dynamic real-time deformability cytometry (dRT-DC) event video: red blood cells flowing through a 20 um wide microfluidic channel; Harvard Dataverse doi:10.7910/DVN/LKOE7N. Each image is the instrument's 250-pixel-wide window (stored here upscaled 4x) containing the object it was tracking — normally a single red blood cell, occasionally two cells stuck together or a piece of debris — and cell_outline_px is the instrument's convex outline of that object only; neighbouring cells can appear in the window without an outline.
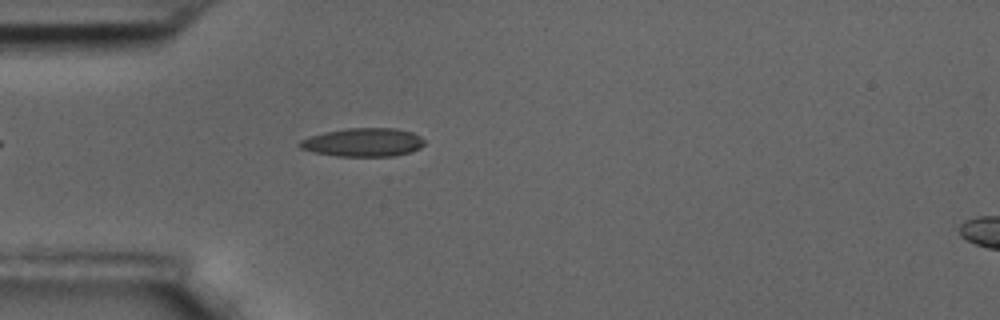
{"species": "common noctule bat (a hibernating species)", "species_latin": "Nyctalus noctula", "temperature_condition": "room temperature", "stored_images_in_passage": 46, "camera_frame_rate_fps": 3000, "um_per_image_px": 0.085, "animal": {"sex": "male", "body_mass_g": 17.5, "forearm_length_mm": 52.3}, "frame": {"image": 1, "passage_image": 5, "time_ms": 1.333, "image_size_px": [1000, 320], "cell_outline_px": [[424, 144], [420, 148], [412, 152], [396, 156], [336, 156], [316, 152], [300, 148], [296, 144], [300, 140], [324, 132], [348, 128], [396, 128], [412, 132], [420, 136], [424, 140]], "centroid_in_image_um": [30.9, 12.1], "position_along_channel_um": 54.1, "area_um2": 20.75}}
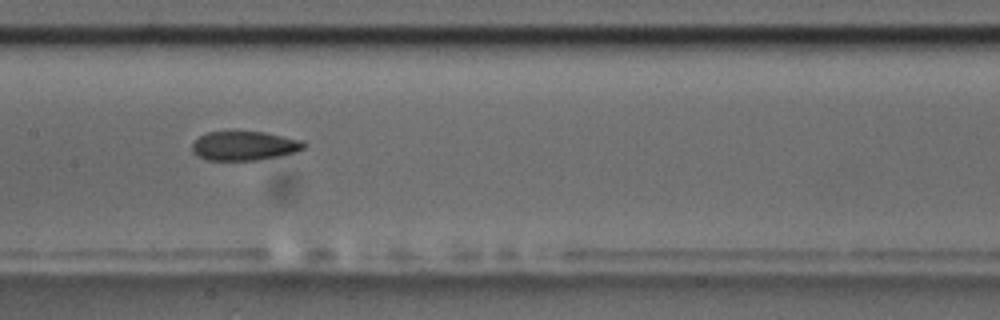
{"frame": {"image": 2, "passage_image": 17, "time_ms": 5.333, "image_size_px": [1000, 320], "cell_outline_px": [[308, 144], [304, 148], [296, 152], [280, 156], [260, 160], [204, 160], [196, 156], [192, 152], [192, 144], [200, 136], [208, 132], [264, 132], [304, 140]], "centroid_in_image_um": [20.8, 12.41], "position_along_channel_um": 186.6, "area_um2": 19.19}}
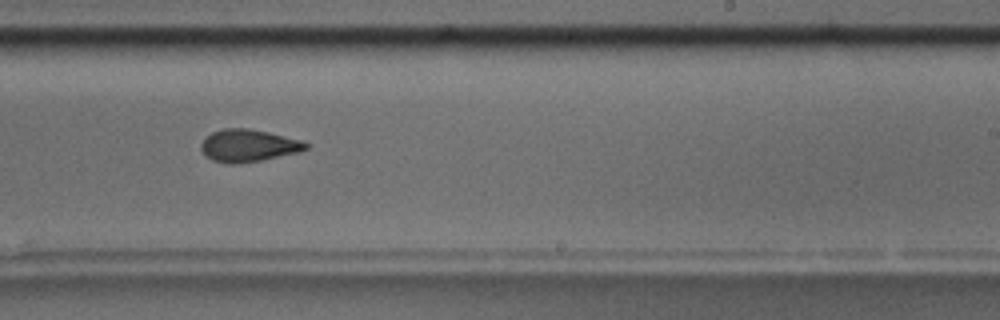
{"frame": {"image": 3, "passage_image": 24, "time_ms": 7.667, "image_size_px": [1000, 320], "cell_outline_px": [[308, 148], [300, 152], [260, 160], [232, 164], [228, 164], [212, 160], [204, 156], [200, 148], [200, 144], [212, 132], [224, 128], [248, 128], [268, 132], [304, 140], [308, 144]], "centroid_in_image_um": [21.11, 12.37], "position_along_channel_um": 267.9, "area_um2": 19.83}, "authors_computed_cell_mechanics": {"area_um2": 19.8254, "velocity_mm_per_s": 3.4884, "shape_relaxation_time_tau1_ms": 10.2537, "shape_relaxation_time_tau2_ms": 3.4479, "deformation_change_tau1": 0.2063, "deformation_change_tau2": 0.1092}}